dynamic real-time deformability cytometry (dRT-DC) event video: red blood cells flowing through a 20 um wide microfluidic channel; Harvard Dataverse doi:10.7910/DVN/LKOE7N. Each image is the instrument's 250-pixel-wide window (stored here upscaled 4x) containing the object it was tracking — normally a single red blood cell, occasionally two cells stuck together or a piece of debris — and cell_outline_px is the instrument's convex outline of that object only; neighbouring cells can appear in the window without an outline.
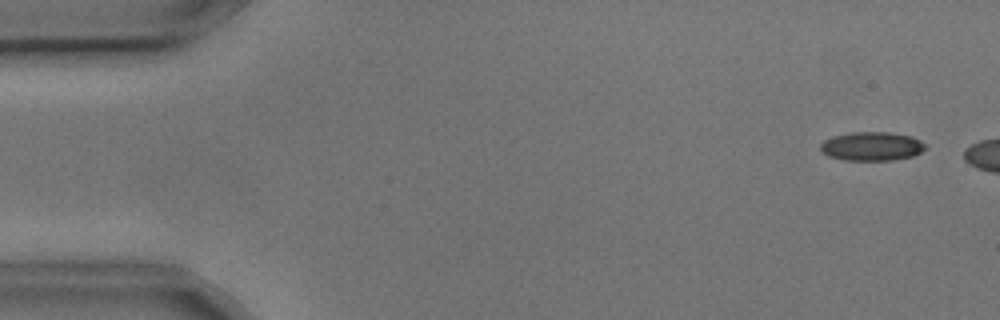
{"species": "common noctule bat (a hibernating species)", "species_latin": "Nyctalus noctula", "temperature_condition": "cold", "stored_images_in_passage": 4, "camera_frame_rate_fps": 3000, "um_per_image_px": 0.085, "animal": {"sex": "male", "body_mass_g": 17.9, "forearm_length_mm": 54.2}, "frame": {"image": 1, "passage_image": 1, "time_ms": 0.0, "image_size_px": [1000, 320], "cell_outline_px": [[924, 148], [920, 152], [912, 156], [892, 160], [844, 160], [828, 156], [820, 152], [820, 144], [824, 140], [832, 136], [852, 132], [888, 132], [912, 136], [920, 140], [924, 144]], "centroid_in_image_um": [74.05, 12.43], "position_along_channel_um": 11.0, "area_um2": 17.63}}